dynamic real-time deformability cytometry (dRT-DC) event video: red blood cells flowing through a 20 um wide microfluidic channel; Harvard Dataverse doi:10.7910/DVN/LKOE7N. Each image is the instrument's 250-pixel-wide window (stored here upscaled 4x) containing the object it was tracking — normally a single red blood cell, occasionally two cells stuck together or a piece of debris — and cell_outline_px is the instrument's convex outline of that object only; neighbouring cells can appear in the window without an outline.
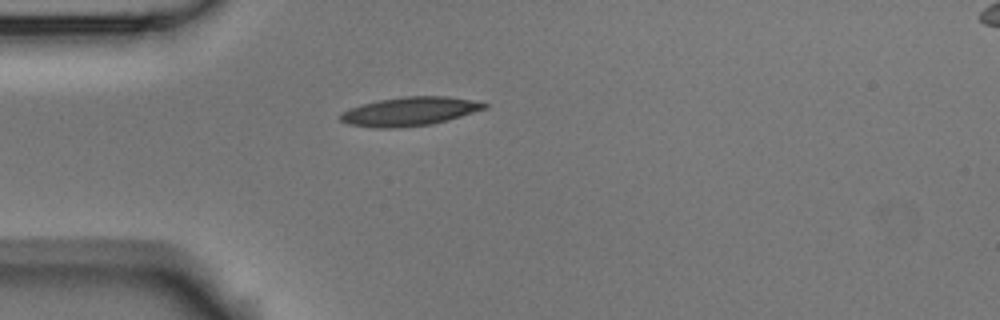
{"species": "Egyptian fruit bat (a non-hibernating species)", "species_latin": "Rousettus aegyptiacus", "temperature_condition": "room temperature", "stored_images_in_passage": 5, "camera_frame_rate_fps": 3000, "um_per_image_px": 0.085, "animal": {"sex": "male"}, "frame": {"image": 1, "passage_image": 5, "time_ms": 4.667, "image_size_px": [1000, 320], "cell_outline_px": [[488, 104], [484, 108], [460, 116], [432, 124], [396, 128], [376, 128], [348, 124], [340, 120], [340, 116], [344, 112], [352, 108], [364, 104], [380, 100], [404, 96], [444, 96], [472, 100]], "centroid_in_image_um": [34.8, 9.47], "position_along_channel_um": 50.2, "area_um2": 23.58}}